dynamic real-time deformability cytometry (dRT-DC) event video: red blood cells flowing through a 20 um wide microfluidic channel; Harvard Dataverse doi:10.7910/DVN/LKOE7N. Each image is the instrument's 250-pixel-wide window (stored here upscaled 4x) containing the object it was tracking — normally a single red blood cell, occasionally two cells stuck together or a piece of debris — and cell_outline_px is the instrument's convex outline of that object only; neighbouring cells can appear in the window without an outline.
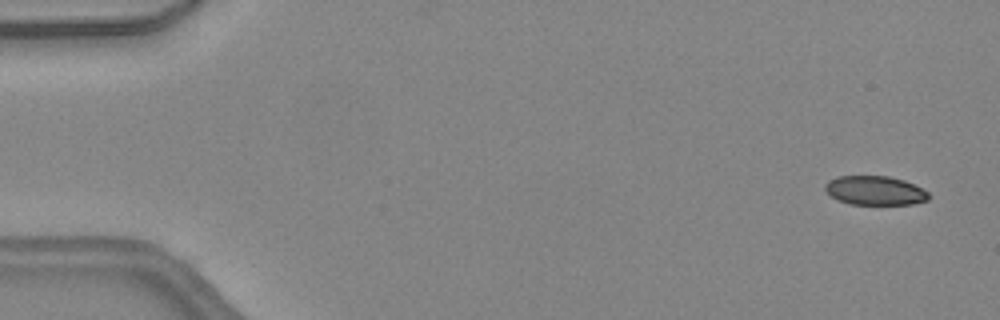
{"species": "common noctule bat (a hibernating species)", "species_latin": "Nyctalus noctula", "temperature_condition": "warm", "stored_images_in_passage": 8, "camera_frame_rate_fps": 3000, "um_per_image_px": 0.085, "animal": {"sex": "female", "body_mass_g": 24.6, "forearm_length_mm": 56.2}, "frame": {"image": 1, "passage_image": 1, "time_ms": 0.0, "image_size_px": [1000, 320], "cell_outline_px": [[928, 200], [912, 204], [852, 204], [836, 200], [824, 188], [824, 184], [828, 180], [836, 176], [888, 176], [904, 180], [928, 192]], "centroid_in_image_um": [74.33, 16.19], "position_along_channel_um": 10.7, "area_um2": 17.46}}